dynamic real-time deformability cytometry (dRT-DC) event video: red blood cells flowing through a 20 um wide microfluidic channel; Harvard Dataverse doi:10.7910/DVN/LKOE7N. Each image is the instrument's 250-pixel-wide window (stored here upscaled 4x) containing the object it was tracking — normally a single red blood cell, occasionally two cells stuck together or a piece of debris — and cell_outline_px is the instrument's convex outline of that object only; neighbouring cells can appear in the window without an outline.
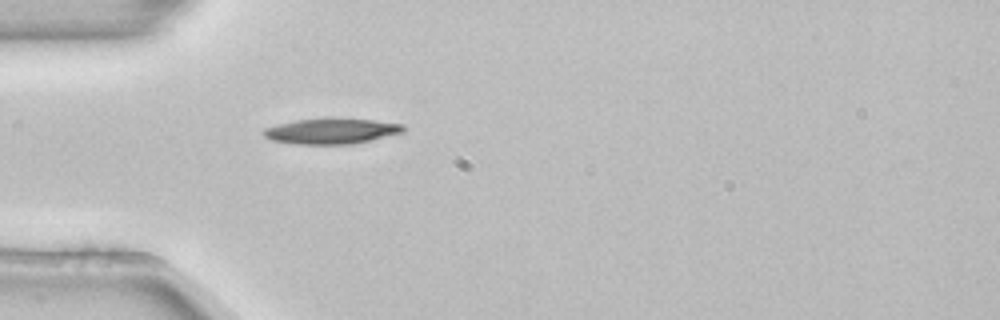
{"species": "common noctule bat (a hibernating species)", "species_latin": "Nyctalus noctula", "temperature_condition": "room temperature", "stored_images_in_passage": 6, "camera_frame_rate_fps": 3000, "um_per_image_px": 0.085, "animal": {"sex": "female", "body_mass_g": 22.7, "forearm_length_mm": 54.2}, "frame": {"image": 1, "passage_image": 6, "time_ms": 1.667, "image_size_px": [1000, 320], "cell_outline_px": [[404, 132], [352, 144], [296, 144], [272, 140], [264, 136], [260, 132], [264, 128], [296, 120], [372, 120], [404, 124]], "centroid_in_image_um": [28.15, 11.17], "position_along_channel_um": 56.9, "area_um2": 20.06}}